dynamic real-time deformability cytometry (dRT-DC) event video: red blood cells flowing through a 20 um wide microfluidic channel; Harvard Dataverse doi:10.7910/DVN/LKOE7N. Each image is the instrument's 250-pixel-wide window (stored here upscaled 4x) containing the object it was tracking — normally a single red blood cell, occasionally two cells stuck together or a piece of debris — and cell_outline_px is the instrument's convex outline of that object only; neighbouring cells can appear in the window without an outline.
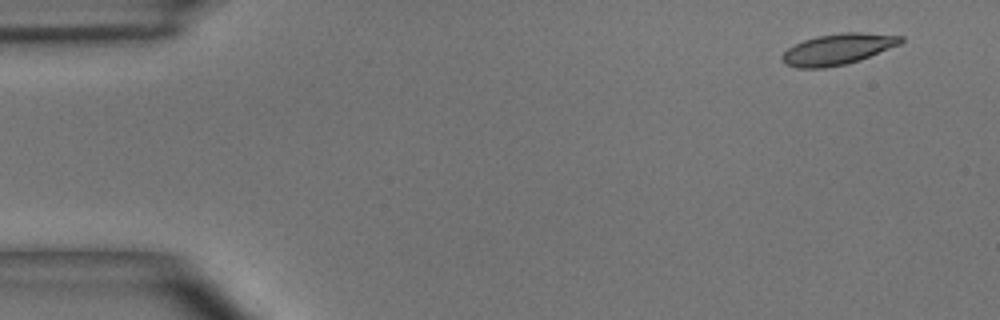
{"species": "common noctule bat (a hibernating species)", "species_latin": "Nyctalus noctula", "temperature_condition": "room temperature", "stored_images_in_passage": 6, "camera_frame_rate_fps": 3000, "um_per_image_px": 0.085, "animal": {"sex": "male", "body_mass_g": 15.6}, "frame": {"image": 1, "passage_image": 1, "time_ms": 0.0, "image_size_px": [1000, 320], "cell_outline_px": [[904, 40], [900, 44], [860, 60], [844, 64], [824, 68], [796, 68], [784, 64], [780, 60], [780, 56], [788, 48], [804, 40], [816, 36], [840, 32], [860, 32], [904, 36]], "centroid_in_image_um": [71.19, 4.18], "position_along_channel_um": 13.8, "area_um2": 21.5}}